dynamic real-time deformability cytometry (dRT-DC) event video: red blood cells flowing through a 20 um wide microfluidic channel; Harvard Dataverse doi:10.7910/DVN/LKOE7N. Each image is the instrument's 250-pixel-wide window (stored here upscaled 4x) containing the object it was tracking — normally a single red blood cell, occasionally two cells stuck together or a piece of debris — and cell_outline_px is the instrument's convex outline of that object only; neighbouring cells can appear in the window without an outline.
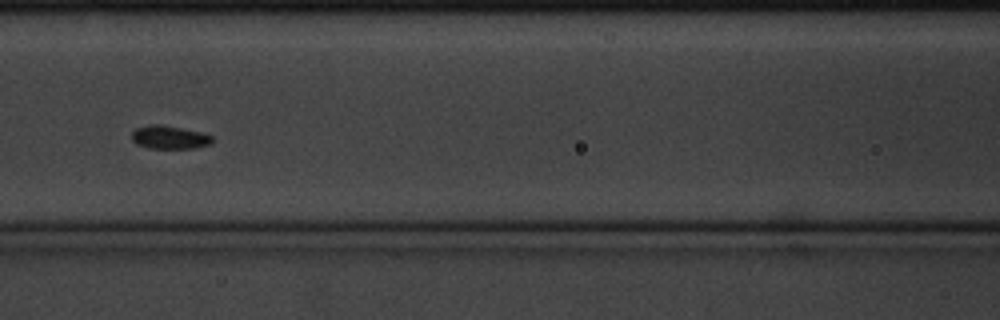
{"species": "common noctule bat (a hibernating species)", "species_latin": "Nyctalus noctula", "temperature_condition": "cold", "stored_images_in_passage": 12, "camera_frame_rate_fps": 3000, "um_per_image_px": 0.085, "animal": {"sex": "male", "body_mass_g": 20.1, "forearm_length_mm": 53.5}, "frame": {"image": 1, "passage_image": 7, "time_ms": 2.0, "image_size_px": [1000, 320], "cell_outline_px": [[212, 144], [196, 148], [148, 148], [136, 144], [132, 140], [132, 132], [136, 128], [152, 124], [160, 124], [200, 132], [212, 136]], "centroid_in_image_um": [14.39, 11.68], "position_along_channel_um": 152.2, "area_um2": 10.87}}
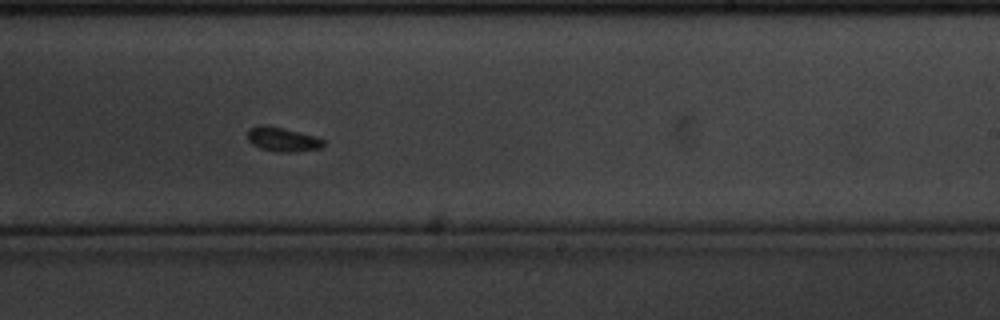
{"frame": {"image": 2, "passage_image": 10, "time_ms": 3.0, "image_size_px": [1000, 320], "cell_outline_px": [[324, 144], [320, 148], [296, 152], [276, 152], [260, 148], [252, 144], [248, 140], [248, 128], [260, 124], [268, 124], [316, 136], [324, 140]], "centroid_in_image_um": [24.0, 11.83], "position_along_channel_um": 265.0, "area_um2": 10.92}}
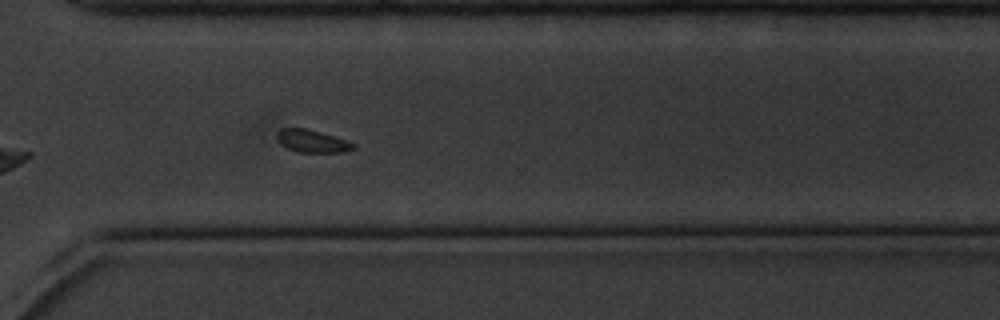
{"frame": {"image": 3, "passage_image": 12, "time_ms": 3.667, "image_size_px": [1000, 320], "cell_outline_px": [[356, 148], [344, 152], [300, 152], [288, 148], [280, 144], [276, 140], [276, 132], [280, 128], [304, 128], [320, 132], [356, 144]], "centroid_in_image_um": [26.49, 11.99], "position_along_channel_um": 344.1, "area_um2": 10.0}}